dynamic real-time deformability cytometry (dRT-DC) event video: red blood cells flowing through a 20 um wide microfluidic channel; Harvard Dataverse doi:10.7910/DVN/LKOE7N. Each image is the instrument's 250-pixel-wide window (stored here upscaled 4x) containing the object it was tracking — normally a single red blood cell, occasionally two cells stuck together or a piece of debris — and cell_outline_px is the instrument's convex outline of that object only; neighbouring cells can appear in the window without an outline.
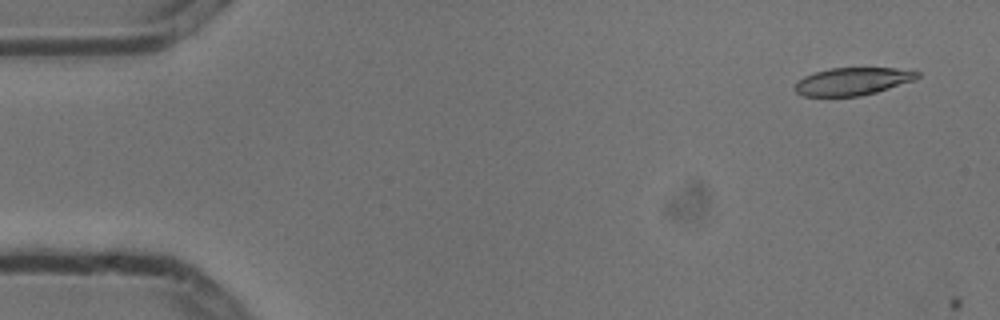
{"species": "common noctule bat (a hibernating species)", "species_latin": "Nyctalus noctula", "temperature_condition": "cold", "stored_images_in_passage": 2, "camera_frame_rate_fps": 3000, "um_per_image_px": 0.085, "animal": {"sex": "male", "body_mass_g": 13.3}, "frame": {"image": 1, "passage_image": 1, "time_ms": 0.0, "image_size_px": [1000, 320], "cell_outline_px": [[920, 76], [916, 80], [876, 92], [860, 96], [804, 96], [796, 92], [792, 88], [796, 80], [804, 76], [816, 72], [832, 68], [896, 68], [920, 72]], "centroid_in_image_um": [72.45, 6.92], "position_along_channel_um": 12.5, "area_um2": 19.83}}